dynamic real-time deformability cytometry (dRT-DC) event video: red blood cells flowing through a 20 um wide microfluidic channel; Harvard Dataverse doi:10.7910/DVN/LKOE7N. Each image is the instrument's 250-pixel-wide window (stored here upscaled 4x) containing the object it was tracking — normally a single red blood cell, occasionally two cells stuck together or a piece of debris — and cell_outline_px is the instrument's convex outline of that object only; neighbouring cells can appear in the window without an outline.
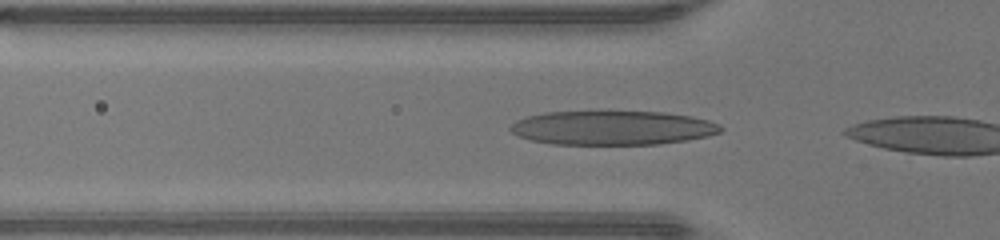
{"species": "human", "species_latin": "Homo sapiens", "temperature_condition": "warm", "stored_images_in_passage": 3, "camera_frame_rate_fps": 3000, "um_per_image_px": 0.085, "donor": {"sex": "male"}, "frame": {"image": 1, "passage_image": 2, "time_ms": 0.333, "image_size_px": [1000, 240], "cell_outline_px": [[724, 128], [720, 132], [708, 136], [688, 140], [656, 144], [552, 144], [532, 140], [516, 136], [508, 128], [516, 120], [528, 116], [544, 112], [664, 112], [692, 116], [708, 120], [720, 124]], "centroid_in_image_um": [52.07, 10.87], "position_along_channel_um": 73.7, "area_um2": 41.85}}